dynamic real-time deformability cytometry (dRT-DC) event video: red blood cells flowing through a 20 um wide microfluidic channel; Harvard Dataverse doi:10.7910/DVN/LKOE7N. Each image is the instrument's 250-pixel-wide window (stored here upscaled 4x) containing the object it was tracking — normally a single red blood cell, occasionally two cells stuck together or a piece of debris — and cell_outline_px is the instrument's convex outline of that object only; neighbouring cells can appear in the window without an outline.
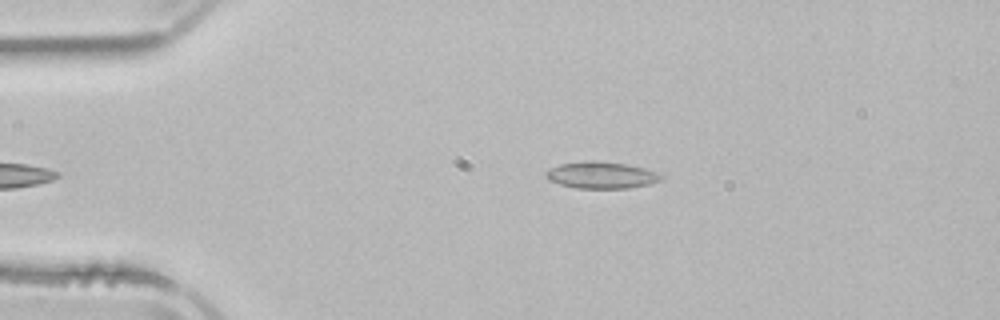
{"species": "common noctule bat (a hibernating species)", "species_latin": "Nyctalus noctula", "temperature_condition": "room temperature", "stored_images_in_passage": 4, "camera_frame_rate_fps": 3000, "um_per_image_px": 0.085, "animal": {"sex": "male", "body_mass_g": 21.5, "forearm_length_mm": 52.0}, "frame": {"image": 1, "passage_image": 4, "time_ms": 5.0, "image_size_px": [1000, 320], "cell_outline_px": [[664, 176], [660, 180], [648, 184], [628, 188], [576, 188], [560, 184], [548, 180], [544, 176], [544, 172], [560, 164], [584, 160], [596, 160], [624, 164], [644, 168], [656, 172]], "centroid_in_image_um": [51.07, 14.88], "position_along_channel_um": 33.9, "area_um2": 17.92}}